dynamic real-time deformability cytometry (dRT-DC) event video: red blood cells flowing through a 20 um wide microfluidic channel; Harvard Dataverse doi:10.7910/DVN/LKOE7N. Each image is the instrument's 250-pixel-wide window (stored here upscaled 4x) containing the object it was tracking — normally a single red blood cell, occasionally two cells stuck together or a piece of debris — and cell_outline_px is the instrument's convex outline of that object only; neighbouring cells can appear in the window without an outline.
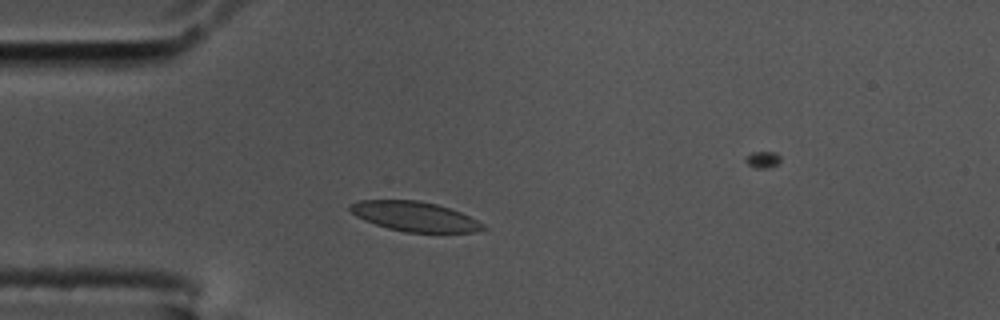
{"species": "common noctule bat (a hibernating species)", "species_latin": "Nyctalus noctula", "temperature_condition": "cold", "stored_images_in_passage": 53, "camera_frame_rate_fps": 3000, "um_per_image_px": 0.085, "animal": {"sex": "male", "body_mass_g": 17.5, "forearm_length_mm": 52.3}, "frame": {"image": 1, "passage_image": 10, "time_ms": 3.0, "image_size_px": [1000, 320], "cell_outline_px": [[488, 228], [476, 232], [404, 232], [388, 228], [364, 220], [356, 216], [348, 208], [348, 204], [360, 200], [416, 200], [436, 204], [460, 212], [484, 224]], "centroid_in_image_um": [35.23, 18.4], "position_along_channel_um": 49.8, "area_um2": 22.89}}
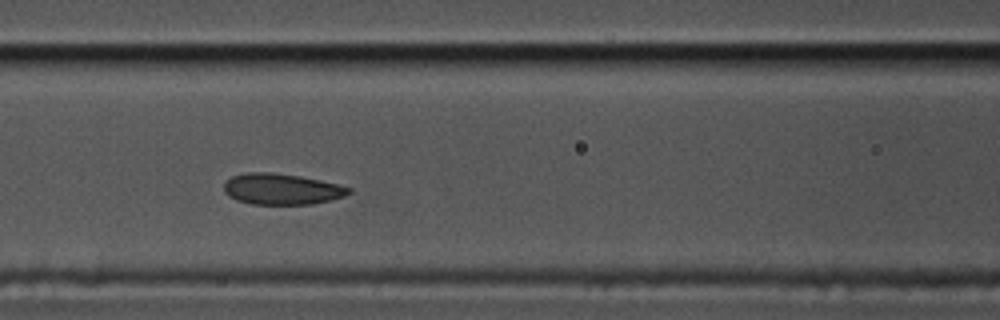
{"frame": {"image": 2, "passage_image": 19, "time_ms": 6.0, "image_size_px": [1000, 320], "cell_outline_px": [[352, 192], [344, 196], [332, 200], [312, 204], [252, 204], [236, 200], [228, 196], [224, 192], [224, 184], [232, 176], [248, 172], [272, 172], [300, 176], [340, 184], [352, 188]], "centroid_in_image_um": [23.97, 16.07], "position_along_channel_um": 142.6, "area_um2": 22.72}}
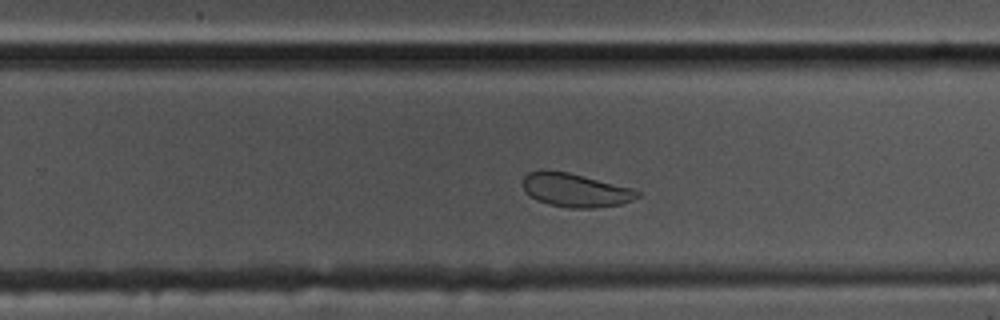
{"frame": {"image": 3, "passage_image": 31, "time_ms": 10.0, "image_size_px": [1000, 320], "cell_outline_px": [[640, 196], [632, 200], [620, 204], [596, 208], [568, 208], [548, 204], [536, 200], [528, 196], [524, 192], [520, 184], [524, 176], [528, 172], [568, 172], [632, 188], [640, 192]], "centroid_in_image_um": [48.87, 16.19], "position_along_channel_um": 280.9, "area_um2": 22.37}, "authors_computed_cell_mechanics": {"area_um2": 23.1778, "velocity_mm_per_s": 3.4684, "shape_relaxation_time_tau1_ms": 5.0516, "shape_relaxation_time_tau2_ms": 1.3049, "deformation_change_tau1": 0.1148, "deformation_change_tau2": 0.049}}